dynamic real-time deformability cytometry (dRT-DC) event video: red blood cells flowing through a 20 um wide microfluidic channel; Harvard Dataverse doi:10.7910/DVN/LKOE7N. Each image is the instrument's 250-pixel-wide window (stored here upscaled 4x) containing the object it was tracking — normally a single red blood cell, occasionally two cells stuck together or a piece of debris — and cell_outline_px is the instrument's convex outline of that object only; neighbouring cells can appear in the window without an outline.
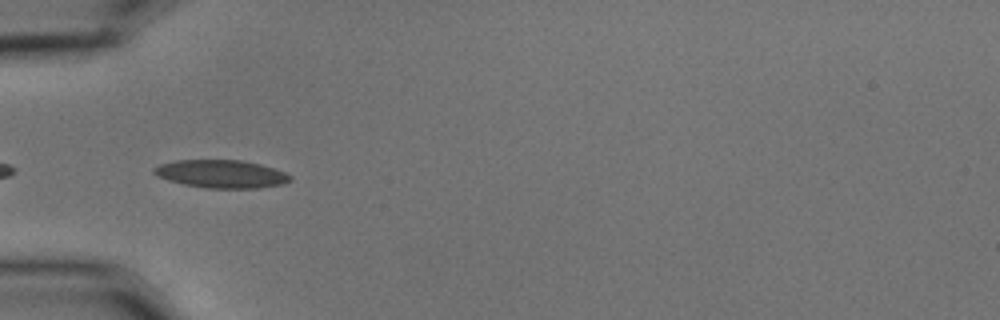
{"species": "common noctule bat (a hibernating species)", "species_latin": "Nyctalus noctula", "temperature_condition": "cold", "stored_images_in_passage": 5, "camera_frame_rate_fps": 3000, "um_per_image_px": 0.085, "animal": {"sex": "male", "body_mass_g": 15.6}, "frame": {"image": 1, "passage_image": 2, "time_ms": 0.333, "image_size_px": [1000, 320], "cell_outline_px": [[292, 180], [284, 184], [260, 188], [204, 188], [184, 184], [168, 180], [156, 176], [152, 172], [152, 168], [160, 164], [176, 160], [240, 160], [260, 164], [284, 172], [292, 176]], "centroid_in_image_um": [18.8, 14.79], "position_along_channel_um": 66.2, "area_um2": 22.31}}